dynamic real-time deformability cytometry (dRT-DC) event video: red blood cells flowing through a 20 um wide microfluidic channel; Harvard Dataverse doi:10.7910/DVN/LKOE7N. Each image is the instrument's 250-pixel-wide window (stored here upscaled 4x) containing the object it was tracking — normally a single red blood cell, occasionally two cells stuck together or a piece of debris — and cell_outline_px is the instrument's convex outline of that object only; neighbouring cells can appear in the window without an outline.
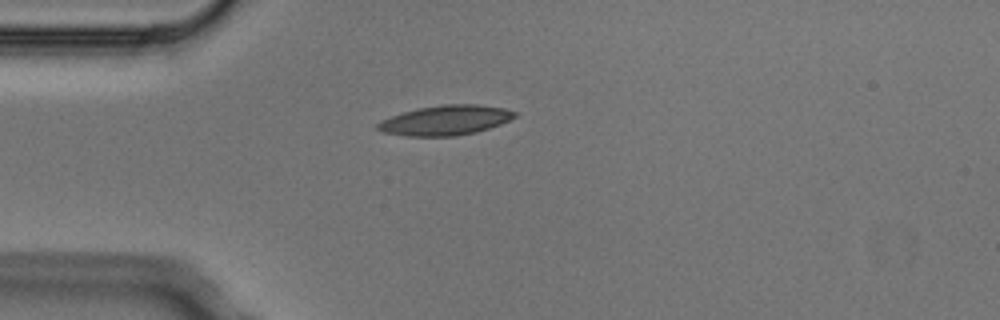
{"species": "Egyptian fruit bat (a non-hibernating species)", "species_latin": "Rousettus aegyptiacus", "temperature_condition": "cold", "stored_images_in_passage": 2, "camera_frame_rate_fps": 3000, "um_per_image_px": 0.085, "animal": {"sex": "male"}, "frame": {"image": 1, "passage_image": 2, "time_ms": 0.333, "image_size_px": [1000, 320], "cell_outline_px": [[520, 112], [516, 116], [500, 124], [476, 132], [456, 136], [408, 136], [380, 132], [376, 128], [376, 124], [392, 116], [404, 112], [420, 108], [444, 104], [476, 104], [504, 108]], "centroid_in_image_um": [37.89, 10.22], "position_along_channel_um": 47.1, "area_um2": 23.7}}